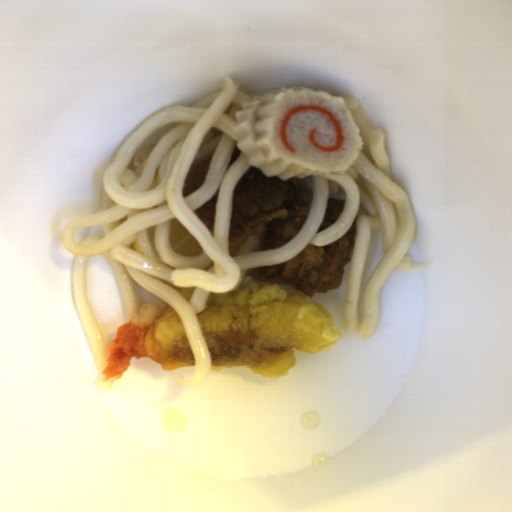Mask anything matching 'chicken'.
<instances>
[{
	"label": "chicken",
	"instance_id": "obj_1",
	"mask_svg": "<svg viewBox=\"0 0 512 512\" xmlns=\"http://www.w3.org/2000/svg\"><path fill=\"white\" fill-rule=\"evenodd\" d=\"M313 202L314 187L304 179L283 181L250 166L233 188L228 243L236 248L256 233L257 251L276 249L301 230Z\"/></svg>",
	"mask_w": 512,
	"mask_h": 512
},
{
	"label": "chicken",
	"instance_id": "obj_2",
	"mask_svg": "<svg viewBox=\"0 0 512 512\" xmlns=\"http://www.w3.org/2000/svg\"><path fill=\"white\" fill-rule=\"evenodd\" d=\"M358 215L348 230L327 246L308 243L302 252L285 263L249 268L246 276L256 282L281 283L313 297L341 285L345 266L350 263L356 236Z\"/></svg>",
	"mask_w": 512,
	"mask_h": 512
},
{
	"label": "chicken",
	"instance_id": "obj_3",
	"mask_svg": "<svg viewBox=\"0 0 512 512\" xmlns=\"http://www.w3.org/2000/svg\"><path fill=\"white\" fill-rule=\"evenodd\" d=\"M211 159L212 157L205 161L191 164L183 181V197L193 193L203 184L209 171Z\"/></svg>",
	"mask_w": 512,
	"mask_h": 512
},
{
	"label": "chicken",
	"instance_id": "obj_4",
	"mask_svg": "<svg viewBox=\"0 0 512 512\" xmlns=\"http://www.w3.org/2000/svg\"><path fill=\"white\" fill-rule=\"evenodd\" d=\"M345 206L346 199L341 200L328 198L323 219L317 229V233L332 225L341 216Z\"/></svg>",
	"mask_w": 512,
	"mask_h": 512
},
{
	"label": "chicken",
	"instance_id": "obj_5",
	"mask_svg": "<svg viewBox=\"0 0 512 512\" xmlns=\"http://www.w3.org/2000/svg\"><path fill=\"white\" fill-rule=\"evenodd\" d=\"M219 195V188L216 190L214 196L202 206L192 210L203 222L206 228L214 229L216 213H217V198Z\"/></svg>",
	"mask_w": 512,
	"mask_h": 512
},
{
	"label": "chicken",
	"instance_id": "obj_6",
	"mask_svg": "<svg viewBox=\"0 0 512 512\" xmlns=\"http://www.w3.org/2000/svg\"><path fill=\"white\" fill-rule=\"evenodd\" d=\"M240 152H241L240 148L235 146L233 154H232V156H231V158H230V160H229V162H228V164L226 166V169H225L224 173L226 171H228L229 168L231 167V165L240 157Z\"/></svg>",
	"mask_w": 512,
	"mask_h": 512
}]
</instances>
